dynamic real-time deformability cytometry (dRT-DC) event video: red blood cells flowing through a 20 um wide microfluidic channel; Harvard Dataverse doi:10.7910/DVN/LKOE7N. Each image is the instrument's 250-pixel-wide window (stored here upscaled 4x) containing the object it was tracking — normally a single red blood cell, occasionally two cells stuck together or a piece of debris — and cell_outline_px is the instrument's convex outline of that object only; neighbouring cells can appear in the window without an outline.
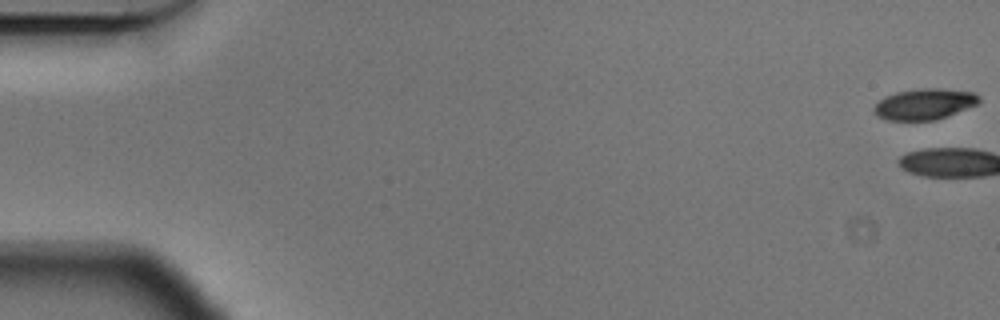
{"species": "Egyptian fruit bat (a non-hibernating species)", "species_latin": "Rousettus aegyptiacus", "temperature_condition": "cold", "stored_images_in_passage": 3, "camera_frame_rate_fps": 3000, "um_per_image_px": 0.085, "animal": {"sex": "male"}, "frame": {"image": 1, "passage_image": 1, "time_ms": 0.0, "image_size_px": [1000, 320], "cell_outline_px": [[980, 104], [948, 116], [936, 120], [888, 120], [876, 116], [872, 108], [884, 96], [896, 92], [920, 88], [940, 88], [976, 92], [980, 96]], "centroid_in_image_um": [78.62, 8.84], "position_along_channel_um": 6.4, "area_um2": 19.31}}